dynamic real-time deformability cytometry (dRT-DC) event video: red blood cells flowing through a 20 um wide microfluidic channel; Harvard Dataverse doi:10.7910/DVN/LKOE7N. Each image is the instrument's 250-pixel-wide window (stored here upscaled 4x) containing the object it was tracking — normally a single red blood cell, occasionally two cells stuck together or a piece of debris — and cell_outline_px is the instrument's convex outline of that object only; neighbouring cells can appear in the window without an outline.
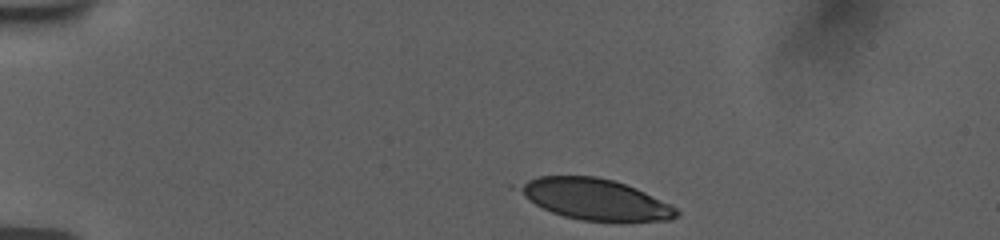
{"species": "human", "species_latin": "Homo sapiens", "temperature_condition": "room temperature", "stored_images_in_passage": 40, "camera_frame_rate_fps": 3000, "um_per_image_px": 0.085, "donor": {"sex": "female"}, "frame": {"image": 1, "passage_image": 1, "time_ms": 0.0, "image_size_px": [1000, 240], "cell_outline_px": [[680, 216], [672, 220], [580, 220], [564, 216], [552, 212], [528, 200], [508, 188], [508, 184], [540, 176], [596, 176], [612, 180], [636, 188], [676, 208], [680, 212]], "centroid_in_image_um": [50.41, 16.9], "position_along_channel_um": 34.6, "area_um2": 37.74}}
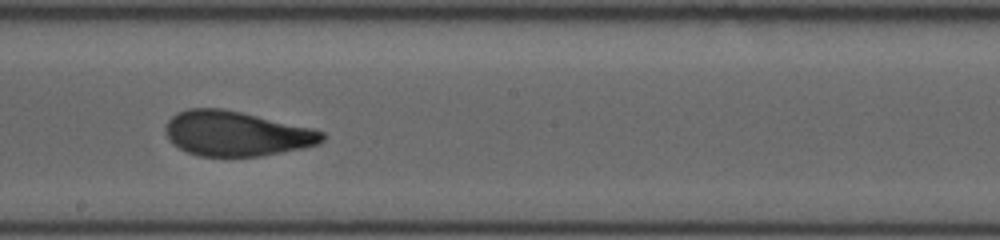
{"frame": {"image": 2, "passage_image": 22, "time_ms": 7.0, "image_size_px": [1000, 240], "cell_outline_px": [[324, 140], [320, 144], [304, 148], [260, 156], [200, 156], [188, 152], [172, 144], [164, 132], [164, 128], [168, 120], [176, 112], [188, 108], [224, 108], [316, 128], [324, 132]], "centroid_in_image_um": [20.1, 11.34], "position_along_channel_um": 228.1, "area_um2": 41.5}}
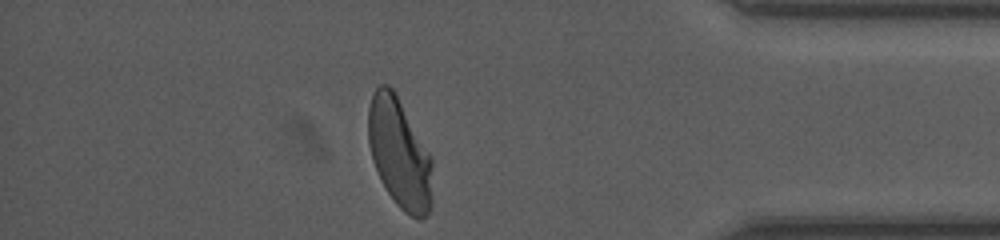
{"frame": {"image": 3, "passage_image": 38, "time_ms": 12.333, "image_size_px": [1000, 240], "cell_outline_px": [[432, 204], [428, 216], [420, 220], [404, 212], [396, 204], [380, 180], [372, 160], [368, 144], [368, 108], [372, 96], [376, 88], [380, 84], [388, 84], [392, 88], [432, 156]], "centroid_in_image_um": [33.96, 13.07], "position_along_channel_um": 401.2, "area_um2": 41.38}, "authors_computed_cell_mechanics": {"area_um2": 41.0091, "velocity_mm_per_s": 3.7514, "shape_relaxation_time_tau1_ms": 3.7536, "shape_relaxation_time_tau2_ms": 0.9063, "deformation_change_tau1": 0.1639, "deformation_change_tau2": 0.0738}}